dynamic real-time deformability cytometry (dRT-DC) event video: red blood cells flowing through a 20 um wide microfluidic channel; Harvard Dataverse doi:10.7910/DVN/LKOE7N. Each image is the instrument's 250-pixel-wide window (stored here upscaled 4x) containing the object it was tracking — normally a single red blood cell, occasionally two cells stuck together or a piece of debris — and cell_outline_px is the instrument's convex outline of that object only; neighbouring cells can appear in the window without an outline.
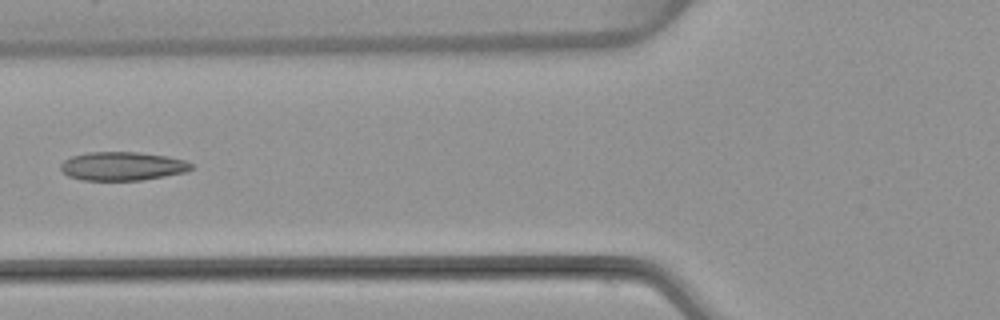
{"species": "common noctule bat (a hibernating species)", "species_latin": "Nyctalus noctula", "temperature_condition": "warm", "stored_images_in_passage": 6, "camera_frame_rate_fps": 3000, "um_per_image_px": 0.085, "animal": {"sex": "female", "body_mass_g": 22.7, "forearm_length_mm": 54.2}, "frame": {"image": 1, "passage_image": 6, "time_ms": 6.333, "image_size_px": [1000, 320], "cell_outline_px": [[196, 168], [188, 172], [140, 180], [84, 180], [68, 176], [60, 168], [60, 164], [64, 160], [72, 156], [88, 152], [140, 152], [168, 156], [184, 160], [196, 164]], "centroid_in_image_um": [10.48, 14.12], "position_along_channel_um": 115.3, "area_um2": 22.02}}